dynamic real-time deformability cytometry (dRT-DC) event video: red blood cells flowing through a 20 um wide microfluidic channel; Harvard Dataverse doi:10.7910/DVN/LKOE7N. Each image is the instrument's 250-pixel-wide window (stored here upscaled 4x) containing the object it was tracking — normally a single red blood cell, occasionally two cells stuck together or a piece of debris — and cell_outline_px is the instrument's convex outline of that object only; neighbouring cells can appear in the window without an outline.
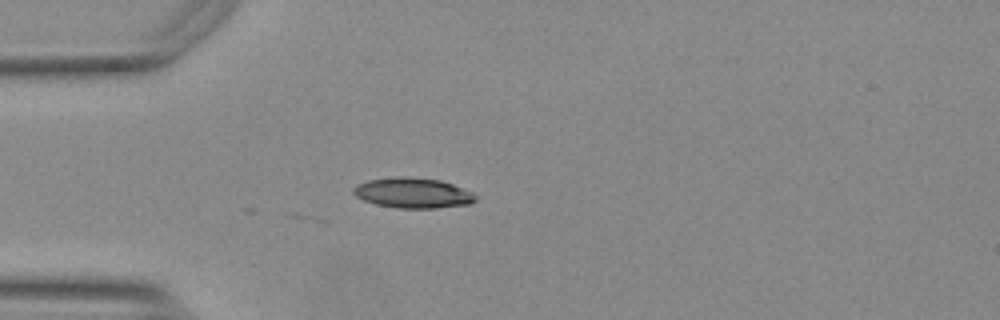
{"species": "Egyptian fruit bat (a non-hibernating species)", "species_latin": "Rousettus aegyptiacus", "temperature_condition": "warm", "stored_images_in_passage": 6, "camera_frame_rate_fps": 3000, "um_per_image_px": 0.085, "animal": {"sex": "female"}, "frame": {"image": 1, "passage_image": 1, "time_ms": 0.0, "image_size_px": [1000, 320], "cell_outline_px": [[476, 200], [472, 204], [436, 208], [396, 208], [376, 204], [364, 200], [356, 196], [352, 192], [352, 188], [356, 184], [368, 180], [400, 176], [404, 176], [440, 180], [452, 184], [472, 192], [476, 196]], "centroid_in_image_um": [35.09, 16.4], "position_along_channel_um": 49.9, "area_um2": 21.62}}
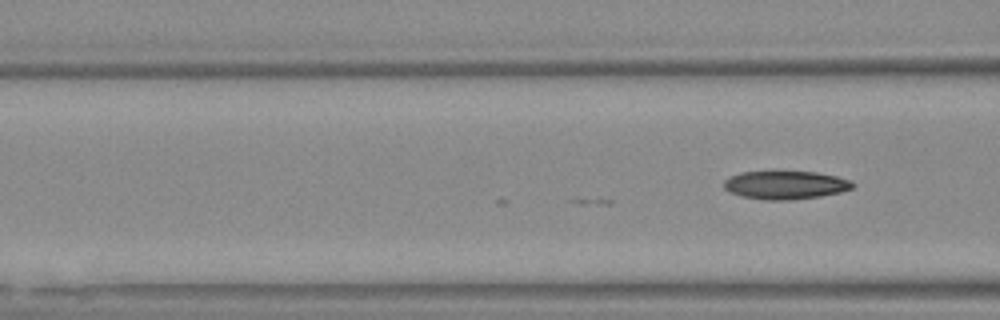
{"frame": {"image": 2, "passage_image": 6, "time_ms": 1.667, "image_size_px": [1000, 320], "cell_outline_px": [[856, 184], [852, 188], [840, 192], [820, 196], [792, 200], [760, 200], [740, 196], [728, 192], [724, 188], [724, 180], [740, 172], [816, 172], [836, 176], [848, 180]], "centroid_in_image_um": [66.73, 15.74], "position_along_channel_um": 99.9, "area_um2": 21.21}}